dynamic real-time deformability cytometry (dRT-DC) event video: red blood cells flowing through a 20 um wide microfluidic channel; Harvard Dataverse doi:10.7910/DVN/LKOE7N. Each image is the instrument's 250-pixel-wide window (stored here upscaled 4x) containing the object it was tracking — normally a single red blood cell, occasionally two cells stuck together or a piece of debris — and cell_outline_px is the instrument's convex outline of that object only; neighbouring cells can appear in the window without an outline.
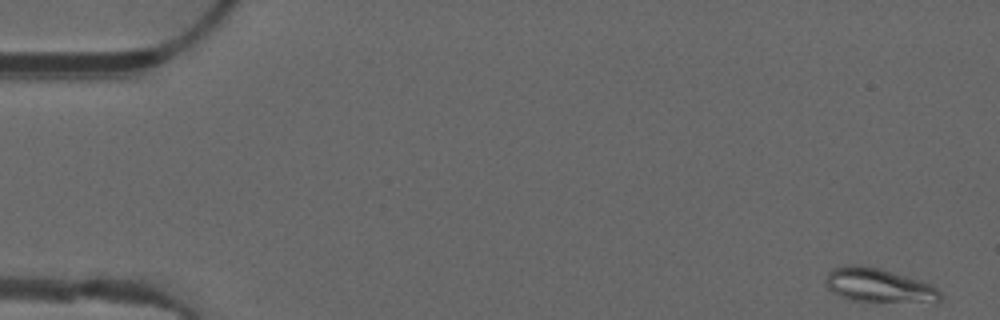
{"species": "common noctule bat (a hibernating species)", "species_latin": "Nyctalus noctula", "temperature_condition": "warm", "stored_images_in_passage": 50, "camera_frame_rate_fps": 3000, "um_per_image_px": 0.085, "animal": {"sex": "male", "forearm_length_mm": 52.5}, "frame": {"image": 1, "passage_image": 1, "time_ms": 0.0, "image_size_px": [1000, 320], "cell_outline_px": [[944, 296], [936, 304], [852, 300], [840, 296], [832, 292], [828, 288], [824, 280], [828, 272], [832, 268], [844, 264], [852, 264], [880, 268], [920, 280], [936, 288]], "centroid_in_image_um": [74.73, 24.28], "position_along_channel_um": 10.3, "area_um2": 23.24}}
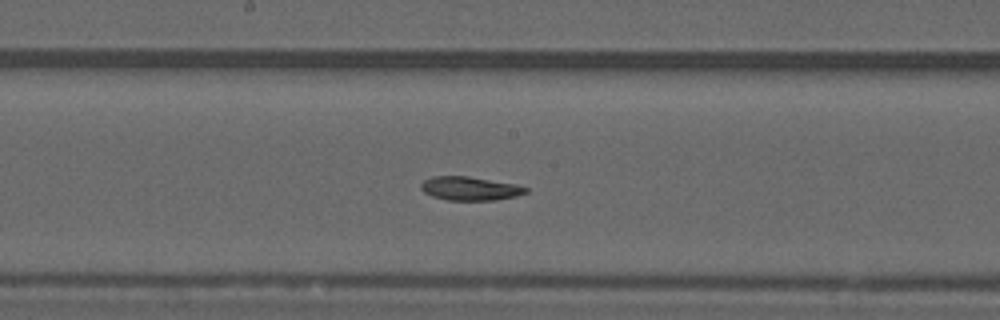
{"frame": {"image": 2, "passage_image": 26, "time_ms": 8.333, "image_size_px": [1000, 320], "cell_outline_px": [[528, 192], [516, 196], [492, 200], [444, 200], [432, 196], [424, 192], [420, 188], [420, 184], [424, 180], [432, 176], [468, 176], [516, 184], [528, 188]], "centroid_in_image_um": [39.92, 16.02], "position_along_channel_um": 208.3, "area_um2": 14.51}}
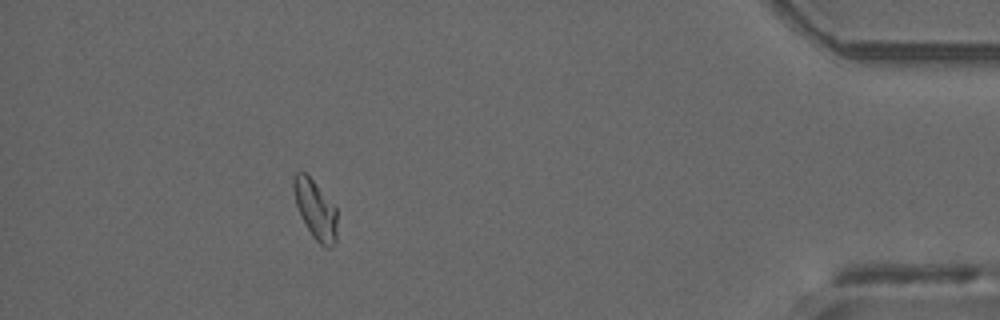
{"frame": {"image": 3, "passage_image": 45, "time_ms": 14.667, "image_size_px": [1000, 320], "cell_outline_px": [[336, 240], [332, 248], [324, 248], [312, 236], [300, 216], [296, 204], [292, 188], [292, 176], [296, 172], [304, 172], [312, 180], [336, 208]], "centroid_in_image_um": [26.78, 17.84], "position_along_channel_um": 408.4, "area_um2": 14.91}, "authors_computed_cell_mechanics": {"area_um2": 15.5482, "velocity_mm_per_s": 4.0388, "shape_relaxation_time_tau1_ms": null, "shape_relaxation_time_tau2_ms": 8.0299, "deformation_change_tau1": null, "deformation_change_tau2": 0.1183}}